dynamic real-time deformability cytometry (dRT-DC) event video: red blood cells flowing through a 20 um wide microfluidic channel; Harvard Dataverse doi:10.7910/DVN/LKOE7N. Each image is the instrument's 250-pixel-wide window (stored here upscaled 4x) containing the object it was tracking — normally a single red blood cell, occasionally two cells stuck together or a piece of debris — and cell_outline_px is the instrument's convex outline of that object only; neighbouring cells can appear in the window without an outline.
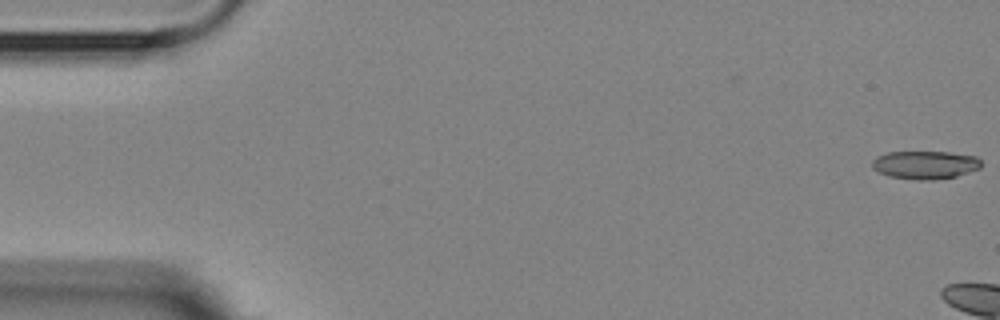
{"species": "Egyptian fruit bat (a non-hibernating species)", "species_latin": "Rousettus aegyptiacus", "temperature_condition": "room temperature", "stored_images_in_passage": 3, "camera_frame_rate_fps": 3000, "um_per_image_px": 0.085, "animal": {"sex": "female"}, "frame": {"image": 1, "passage_image": 1, "time_ms": 0.0, "image_size_px": [1000, 320], "cell_outline_px": [[980, 168], [956, 176], [932, 180], [916, 180], [888, 176], [872, 168], [872, 160], [876, 156], [888, 152], [948, 152], [976, 156], [980, 160]], "centroid_in_image_um": [78.61, 14.01], "position_along_channel_um": 6.4, "area_um2": 17.86}}